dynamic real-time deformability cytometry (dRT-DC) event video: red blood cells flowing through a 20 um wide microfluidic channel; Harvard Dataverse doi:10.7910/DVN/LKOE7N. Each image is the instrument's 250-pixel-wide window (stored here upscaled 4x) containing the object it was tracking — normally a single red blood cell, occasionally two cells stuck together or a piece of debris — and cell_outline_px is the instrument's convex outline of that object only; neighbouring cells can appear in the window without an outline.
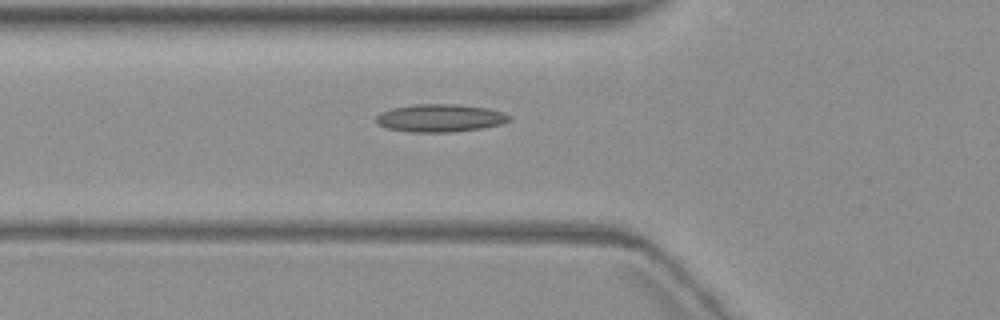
{"species": "common noctule bat (a hibernating species)", "species_latin": "Nyctalus noctula", "temperature_condition": "warm", "stored_images_in_passage": 5, "camera_frame_rate_fps": 3000, "um_per_image_px": 0.085, "animal": {"sex": "female", "body_mass_g": 19.3, "forearm_length_mm": 54.1}, "frame": {"image": 1, "passage_image": 5, "time_ms": 6.0, "image_size_px": [1000, 320], "cell_outline_px": [[512, 120], [500, 124], [480, 128], [452, 132], [408, 132], [388, 128], [380, 124], [376, 120], [376, 116], [380, 112], [392, 108], [412, 104], [456, 104], [488, 108], [504, 112], [512, 116]], "centroid_in_image_um": [37.43, 10.02], "position_along_channel_um": 88.4, "area_um2": 21.62}}